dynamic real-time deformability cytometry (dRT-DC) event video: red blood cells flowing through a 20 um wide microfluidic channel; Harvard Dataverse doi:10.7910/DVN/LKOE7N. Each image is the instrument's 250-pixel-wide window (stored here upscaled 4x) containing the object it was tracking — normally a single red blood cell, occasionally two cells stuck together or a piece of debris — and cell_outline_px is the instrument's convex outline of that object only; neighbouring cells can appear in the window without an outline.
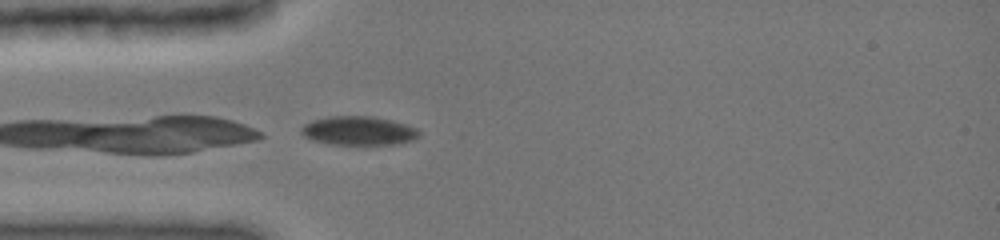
{"species": "common noctule bat (a hibernating species)", "species_latin": "Nyctalus noctula", "temperature_condition": "cold", "stored_images_in_passage": 31, "camera_frame_rate_fps": 3000, "um_per_image_px": 0.085, "animal": {"sex": "female", "body_mass_g": 19.0, "forearm_length_mm": 51.5}, "frame": {"image": 1, "passage_image": 1, "time_ms": 0.0, "image_size_px": [1000, 240], "cell_outline_px": [[420, 136], [412, 140], [396, 144], [328, 144], [312, 140], [304, 136], [300, 132], [300, 128], [304, 124], [312, 120], [328, 116], [372, 116], [392, 120], [416, 128], [420, 132]], "centroid_in_image_um": [30.45, 11.11], "position_along_channel_um": 54.6, "area_um2": 19.88}}
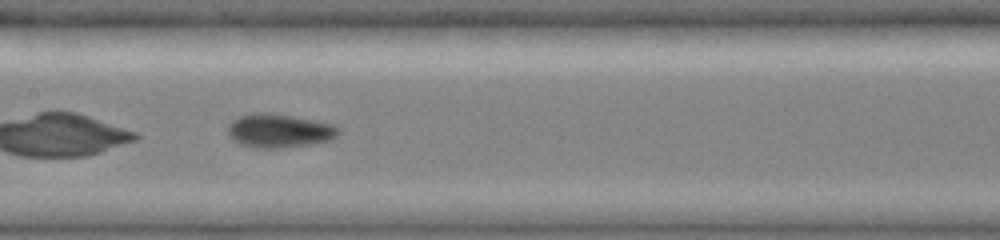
{"frame": {"image": 2, "passage_image": 11, "time_ms": 3.333, "image_size_px": [1000, 240], "cell_outline_px": [[340, 132], [336, 136], [328, 140], [308, 144], [280, 148], [260, 148], [240, 144], [232, 140], [228, 136], [228, 124], [232, 120], [240, 116], [256, 112], [260, 112], [292, 116], [316, 120], [332, 124], [340, 128]], "centroid_in_image_um": [23.7, 11.11], "position_along_channel_um": 183.7, "area_um2": 21.62}}
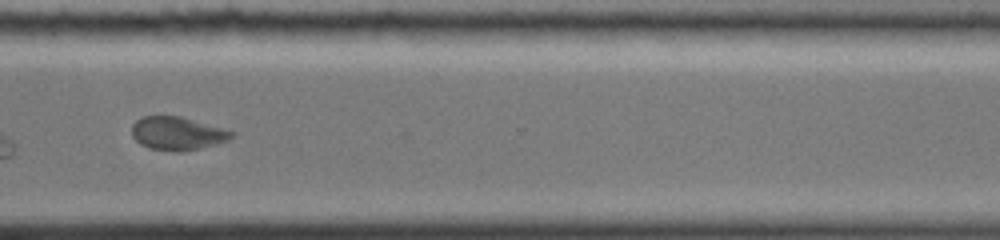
{"frame": {"image": 3, "passage_image": 24, "time_ms": 7.667, "image_size_px": [1000, 240], "cell_outline_px": [[236, 136], [228, 140], [216, 144], [200, 148], [180, 152], [176, 152], [148, 148], [140, 144], [132, 136], [132, 124], [136, 120], [144, 116], [180, 116], [236, 132]], "centroid_in_image_um": [15.08, 11.35], "position_along_channel_um": 355.5, "area_um2": 19.42}, "authors_computed_cell_mechanics": {"area_um2": 20.1144, "velocity_mm_per_s": 3.9611, "shape_relaxation_time_tau1_ms": 10.1276, "shape_relaxation_time_tau2_ms": 5.9409, "deformation_change_tau1": 0.1403, "deformation_change_tau2": 0.0762}}